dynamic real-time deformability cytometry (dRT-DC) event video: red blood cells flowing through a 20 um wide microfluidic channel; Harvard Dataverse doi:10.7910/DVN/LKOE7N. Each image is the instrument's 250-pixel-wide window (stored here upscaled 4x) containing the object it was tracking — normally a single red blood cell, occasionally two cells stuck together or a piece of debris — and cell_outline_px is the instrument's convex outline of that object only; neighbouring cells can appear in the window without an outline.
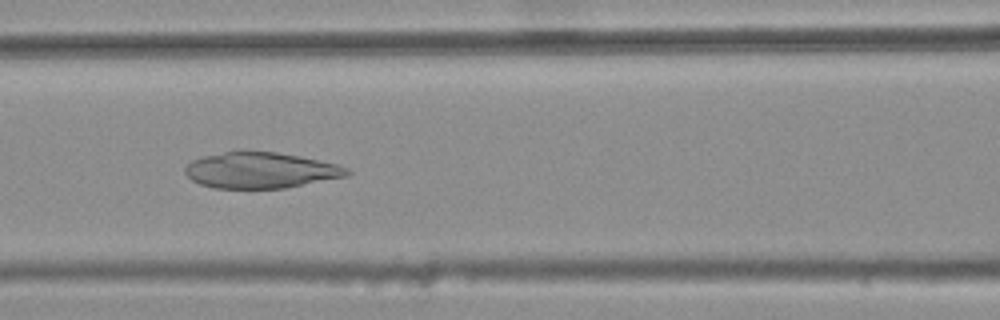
{"species": "common noctule bat (a hibernating species)", "species_latin": "Nyctalus noctula", "temperature_condition": "warm", "stored_images_in_passage": 40, "camera_frame_rate_fps": 3000, "um_per_image_px": 0.085, "animal": {"sex": "female", "body_mass_g": 25.1}, "frame": {"image": 1, "passage_image": 22, "time_ms": 7.0, "image_size_px": [1000, 320], "cell_outline_px": [[352, 172], [348, 176], [284, 188], [212, 188], [200, 184], [192, 180], [184, 172], [184, 168], [192, 160], [204, 156], [240, 148], [276, 152], [300, 156], [336, 164], [348, 168]], "centroid_in_image_um": [22.13, 14.44], "position_along_channel_um": 144.5, "area_um2": 34.45}}
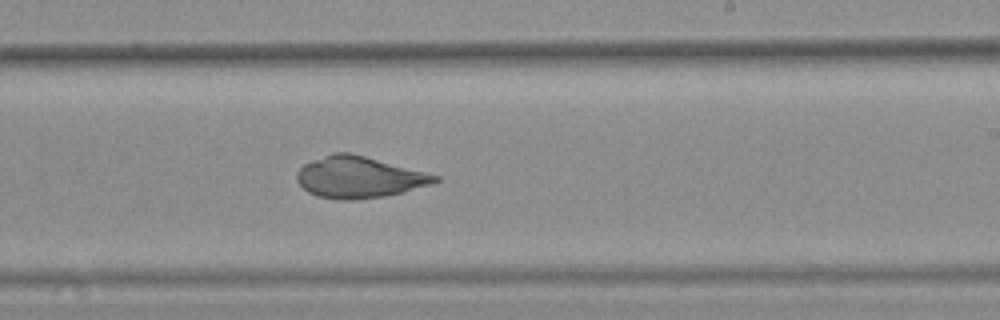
{"frame": {"image": 2, "passage_image": 31, "time_ms": 10.0, "image_size_px": [1000, 320], "cell_outline_px": [[440, 180], [432, 184], [384, 196], [352, 200], [336, 200], [316, 196], [308, 192], [296, 180], [296, 172], [304, 164], [312, 160], [332, 152], [348, 152], [364, 156], [440, 176]], "centroid_in_image_um": [30.47, 15.07], "position_along_channel_um": 258.5, "area_um2": 33.12}}
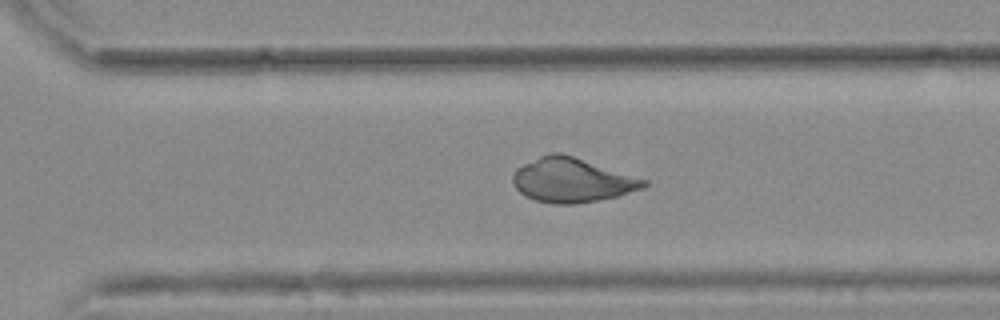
{"frame": {"image": 3, "passage_image": 36, "time_ms": 11.667, "image_size_px": [1000, 320], "cell_outline_px": [[648, 184], [644, 188], [616, 196], [576, 204], [552, 204], [536, 200], [520, 192], [516, 188], [512, 180], [512, 176], [516, 168], [548, 152], [560, 152], [648, 180]], "centroid_in_image_um": [48.61, 15.31], "position_along_channel_um": 322.0, "area_um2": 33.52}}